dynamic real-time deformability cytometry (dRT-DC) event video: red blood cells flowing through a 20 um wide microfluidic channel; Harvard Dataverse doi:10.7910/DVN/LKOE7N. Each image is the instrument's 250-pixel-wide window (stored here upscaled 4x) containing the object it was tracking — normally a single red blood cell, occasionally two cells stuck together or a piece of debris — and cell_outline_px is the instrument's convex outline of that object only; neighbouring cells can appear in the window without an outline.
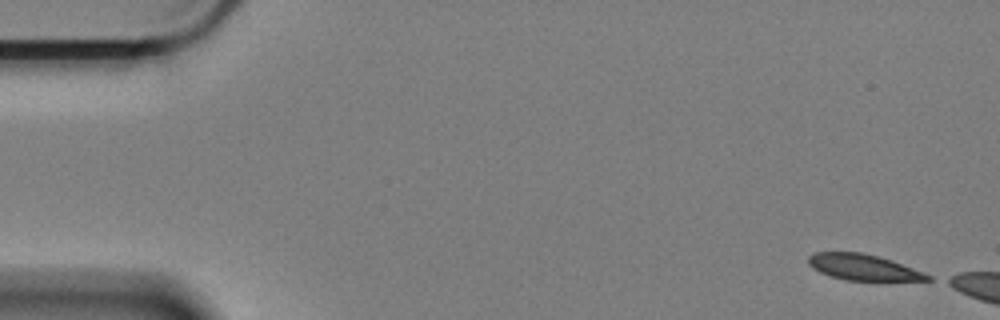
{"species": "Egyptian fruit bat (a non-hibernating species)", "species_latin": "Rousettus aegyptiacus", "temperature_condition": "cold", "stored_images_in_passage": 6, "camera_frame_rate_fps": 3000, "um_per_image_px": 0.085, "animal": {"sex": "female"}, "frame": {"image": 1, "passage_image": 1, "time_ms": 0.0, "image_size_px": [1000, 320], "cell_outline_px": [[932, 280], [844, 280], [820, 272], [812, 268], [808, 264], [808, 256], [816, 252], [860, 252], [892, 260], [932, 276]], "centroid_in_image_um": [73.33, 22.71], "position_along_channel_um": 11.7, "area_um2": 17.74}}